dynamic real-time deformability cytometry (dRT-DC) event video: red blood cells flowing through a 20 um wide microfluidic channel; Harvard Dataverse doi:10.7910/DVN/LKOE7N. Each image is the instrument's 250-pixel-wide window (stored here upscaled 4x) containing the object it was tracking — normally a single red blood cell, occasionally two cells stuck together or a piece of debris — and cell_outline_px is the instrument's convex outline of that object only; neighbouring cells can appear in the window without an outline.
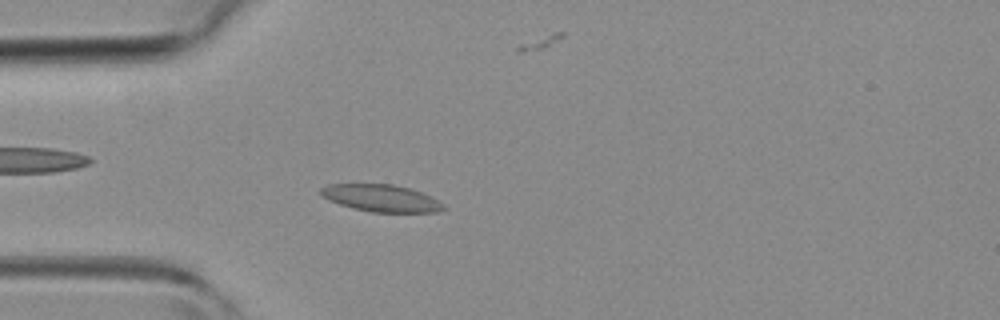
{"species": "common noctule bat (a hibernating species)", "species_latin": "Nyctalus noctula", "temperature_condition": "room temperature", "stored_images_in_passage": 45, "camera_frame_rate_fps": 3000, "um_per_image_px": 0.085, "animal": {"sex": "female", "body_mass_g": 19.3, "forearm_length_mm": 54.1}, "frame": {"image": 1, "passage_image": 12, "time_ms": 3.667, "image_size_px": [1000, 320], "cell_outline_px": [[448, 208], [440, 212], [372, 212], [352, 208], [328, 200], [320, 196], [320, 188], [328, 184], [392, 184], [408, 188], [420, 192], [440, 200]], "centroid_in_image_um": [32.41, 16.85], "position_along_channel_um": 52.6, "area_um2": 19.54}}
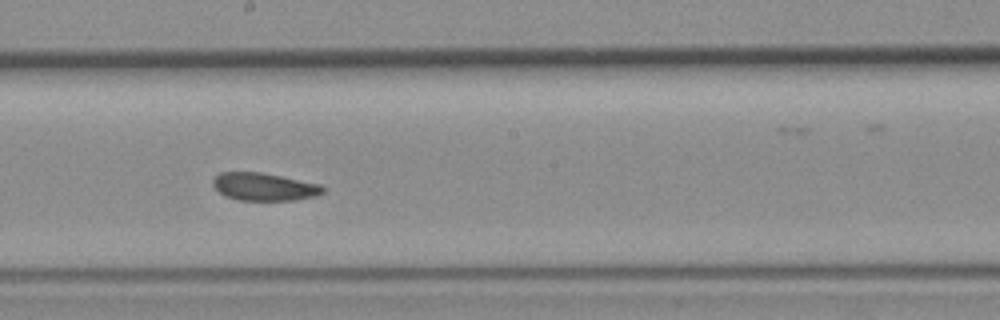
{"frame": {"image": 2, "passage_image": 24, "time_ms": 7.667, "image_size_px": [1000, 320], "cell_outline_px": [[328, 188], [324, 192], [316, 196], [292, 200], [236, 200], [220, 192], [212, 184], [212, 180], [220, 172], [260, 172], [320, 184]], "centroid_in_image_um": [22.48, 15.87], "position_along_channel_um": 225.7, "area_um2": 17.69}}
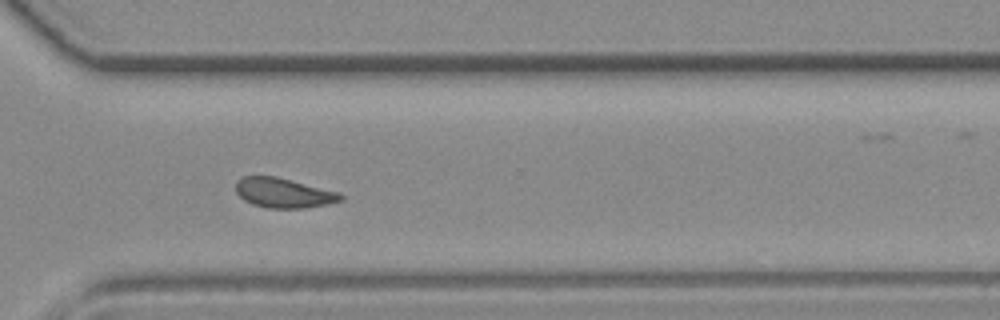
{"frame": {"image": 3, "passage_image": 32, "time_ms": 10.333, "image_size_px": [1000, 320], "cell_outline_px": [[344, 200], [328, 204], [304, 208], [268, 208], [252, 204], [244, 200], [236, 192], [236, 180], [240, 176], [276, 176], [340, 192], [344, 196]], "centroid_in_image_um": [24.11, 16.39], "position_along_channel_um": 346.5, "area_um2": 18.38}}